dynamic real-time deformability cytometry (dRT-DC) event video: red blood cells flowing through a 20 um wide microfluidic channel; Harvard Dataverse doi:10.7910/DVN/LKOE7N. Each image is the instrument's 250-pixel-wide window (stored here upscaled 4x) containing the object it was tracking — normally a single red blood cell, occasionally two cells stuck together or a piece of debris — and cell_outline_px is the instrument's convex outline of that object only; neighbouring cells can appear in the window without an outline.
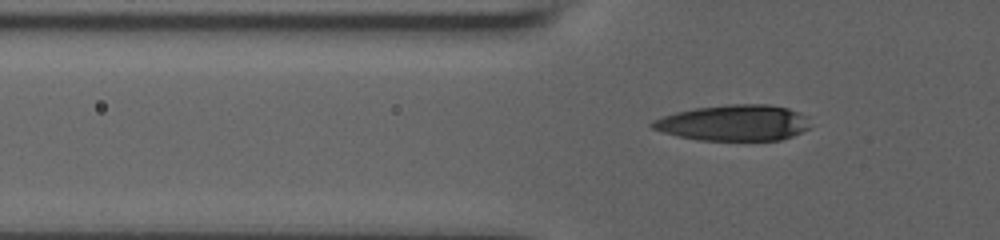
{"species": "human", "species_latin": "Homo sapiens", "temperature_condition": "room temperature", "stored_images_in_passage": 39, "camera_frame_rate_fps": 3000, "um_per_image_px": 0.085, "donor": {"sex": "male"}, "frame": {"image": 1, "passage_image": 6, "time_ms": 1.667, "image_size_px": [1000, 240], "cell_outline_px": [[808, 128], [792, 136], [780, 140], [700, 140], [680, 136], [664, 132], [652, 128], [648, 124], [652, 120], [676, 112], [696, 108], [728, 104], [768, 104], [788, 108], [808, 116]], "centroid_in_image_um": [62.37, 10.43], "position_along_channel_um": 63.4, "area_um2": 32.89}}
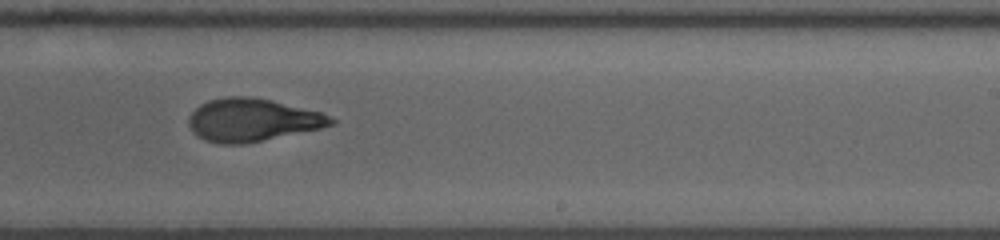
{"frame": {"image": 2, "passage_image": 23, "time_ms": 7.333, "image_size_px": [1000, 240], "cell_outline_px": [[336, 124], [320, 128], [244, 144], [220, 144], [204, 140], [196, 136], [192, 132], [188, 124], [188, 116], [200, 104], [208, 100], [224, 96], [252, 96], [272, 100], [320, 112], [336, 120]], "centroid_in_image_um": [21.39, 10.19], "position_along_channel_um": 267.6, "area_um2": 35.66}}
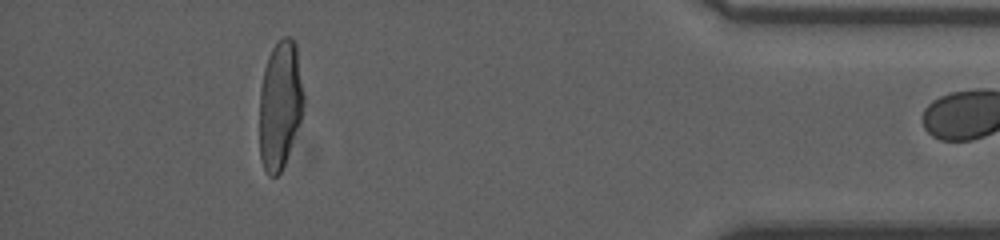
{"frame": {"image": 3, "passage_image": 38, "time_ms": 12.333, "image_size_px": [1000, 240], "cell_outline_px": [[304, 104], [300, 120], [284, 164], [280, 172], [276, 176], [268, 176], [260, 160], [260, 88], [264, 68], [268, 56], [272, 48], [284, 36], [288, 36], [296, 44], [304, 96]], "centroid_in_image_um": [23.79, 8.91], "position_along_channel_um": 411.4, "area_um2": 32.83}}